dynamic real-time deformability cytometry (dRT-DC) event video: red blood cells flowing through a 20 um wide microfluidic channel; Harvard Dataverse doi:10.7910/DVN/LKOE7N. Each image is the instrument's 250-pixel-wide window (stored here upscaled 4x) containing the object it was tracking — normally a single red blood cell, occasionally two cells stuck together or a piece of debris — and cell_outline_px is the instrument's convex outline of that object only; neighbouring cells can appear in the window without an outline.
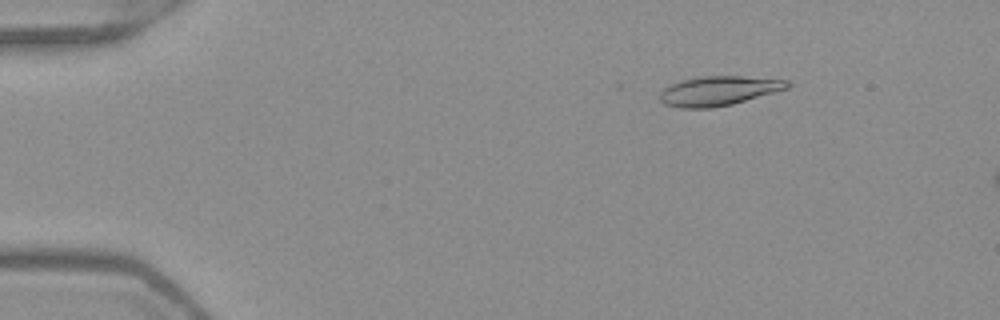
{"species": "Egyptian fruit bat (a non-hibernating species)", "species_latin": "Rousettus aegyptiacus", "temperature_condition": "warm", "stored_images_in_passage": 14, "camera_frame_rate_fps": 3000, "um_per_image_px": 0.085, "frame": {"image": 1, "passage_image": 8, "time_ms": 2.333, "image_size_px": [1000, 320], "cell_outline_px": [[792, 84], [788, 88], [732, 104], [712, 108], [680, 108], [664, 104], [660, 100], [660, 92], [668, 84], [680, 80], [700, 76], [740, 76], [788, 80]], "centroid_in_image_um": [61.04, 7.72], "position_along_channel_um": 24.0, "area_um2": 21.96}}